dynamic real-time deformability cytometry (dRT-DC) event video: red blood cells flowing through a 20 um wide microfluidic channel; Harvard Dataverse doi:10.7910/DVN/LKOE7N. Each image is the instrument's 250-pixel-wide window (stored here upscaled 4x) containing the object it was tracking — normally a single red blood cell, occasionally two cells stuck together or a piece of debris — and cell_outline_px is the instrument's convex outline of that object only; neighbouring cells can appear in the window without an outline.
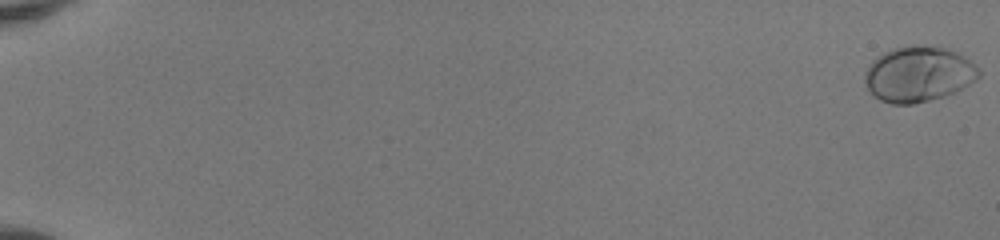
{"species": "human", "species_latin": "Homo sapiens", "temperature_condition": "room temperature", "stored_images_in_passage": 53, "camera_frame_rate_fps": 3000, "um_per_image_px": 0.085, "donor": {"sex": "female"}, "frame": {"image": 1, "passage_image": 1, "time_ms": 0.0, "image_size_px": [1000, 240], "cell_outline_px": [[980, 76], [976, 80], [956, 92], [944, 96], [912, 104], [892, 104], [880, 100], [872, 96], [864, 84], [864, 72], [872, 60], [876, 56], [892, 48], [908, 44], [912, 44], [948, 48], [964, 56], [980, 68]], "centroid_in_image_um": [78.05, 6.29], "position_along_channel_um": 7.0, "area_um2": 37.45}}
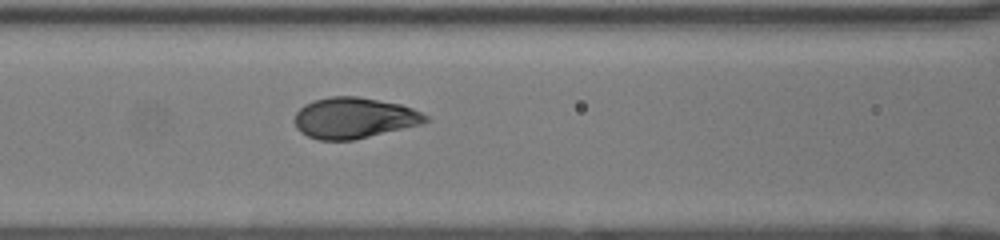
{"frame": {"image": 2, "passage_image": 26, "time_ms": 8.333, "image_size_px": [1000, 240], "cell_outline_px": [[432, 120], [424, 124], [352, 140], [320, 140], [308, 136], [300, 132], [296, 128], [296, 112], [304, 104], [312, 100], [332, 96], [360, 96], [400, 104], [412, 108], [428, 116]], "centroid_in_image_um": [30.13, 10.02], "position_along_channel_um": 136.5, "area_um2": 31.39}}
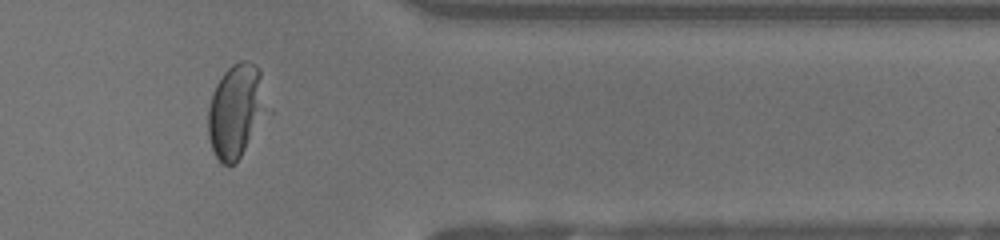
{"frame": {"image": 3, "passage_image": 45, "time_ms": 14.667, "image_size_px": [1000, 240], "cell_outline_px": [[260, 76], [256, 112], [244, 148], [236, 164], [220, 164], [212, 148], [208, 136], [208, 108], [216, 84], [224, 72], [232, 64], [240, 60], [248, 60], [256, 64], [260, 68]], "centroid_in_image_um": [19.83, 9.39], "position_along_channel_um": 391.6, "area_um2": 28.55}, "authors_computed_cell_mechanics": {"area_um2": 32.1946, "velocity_mm_per_s": 4.1555, "shape_relaxation_time_tau1_ms": 2.5687, "shape_relaxation_time_tau2_ms": null, "deformation_change_tau1": 0.1712, "deformation_change_tau2": null}}